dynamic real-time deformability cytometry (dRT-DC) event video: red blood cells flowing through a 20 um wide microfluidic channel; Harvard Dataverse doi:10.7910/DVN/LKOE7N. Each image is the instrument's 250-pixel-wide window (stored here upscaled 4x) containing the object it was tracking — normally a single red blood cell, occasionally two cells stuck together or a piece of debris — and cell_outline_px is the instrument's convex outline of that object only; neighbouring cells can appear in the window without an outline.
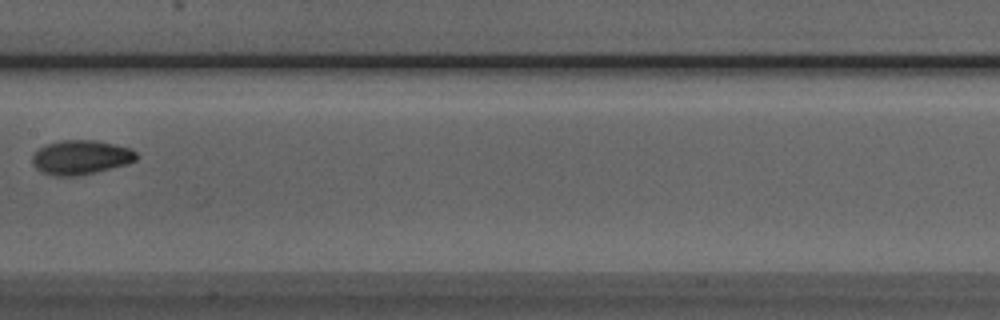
{"species": "Egyptian fruit bat (a non-hibernating species)", "species_latin": "Rousettus aegyptiacus", "temperature_condition": "room temperature", "stored_images_in_passage": 8, "camera_frame_rate_fps": 3000, "um_per_image_px": 0.085, "animal": {"sex": "male"}, "frame": {"image": 1, "passage_image": 8, "time_ms": 8.0, "image_size_px": [1000, 320], "cell_outline_px": [[140, 156], [136, 160], [128, 164], [92, 172], [72, 176], [56, 176], [44, 172], [36, 168], [32, 164], [32, 156], [40, 148], [48, 144], [60, 140], [96, 140], [116, 144], [132, 148]], "centroid_in_image_um": [6.92, 13.35], "position_along_channel_um": 200.5, "area_um2": 20.69}}